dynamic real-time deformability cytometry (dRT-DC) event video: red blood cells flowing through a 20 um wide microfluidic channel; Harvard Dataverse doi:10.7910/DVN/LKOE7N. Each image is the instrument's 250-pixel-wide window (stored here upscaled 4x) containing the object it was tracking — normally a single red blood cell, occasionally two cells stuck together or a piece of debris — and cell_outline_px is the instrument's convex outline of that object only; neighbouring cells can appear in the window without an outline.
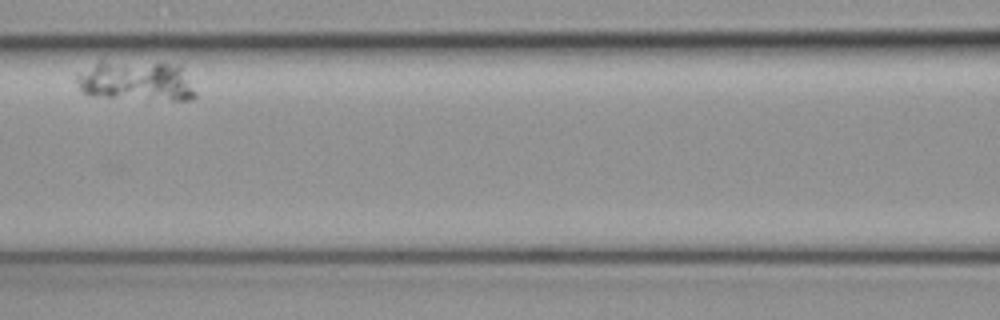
{"species": "common noctule bat (a hibernating species)", "species_latin": "Nyctalus noctula", "temperature_condition": "cold", "stored_images_in_passage": 4, "camera_frame_rate_fps": 3000, "um_per_image_px": 0.085, "animal": {"sex": "female", "body_mass_g": 19.3, "forearm_length_mm": 54.1}, "frame": {"image": 1, "passage_image": 3, "time_ms": 0.667, "image_size_px": [1000, 320], "cell_outline_px": [[196, 96], [192, 100], [148, 100], [88, 96], [76, 84], [76, 76], [100, 60], [104, 60], [180, 64], [196, 92]], "centroid_in_image_um": [11.58, 6.89], "position_along_channel_um": 155.0, "area_um2": 28.32}}
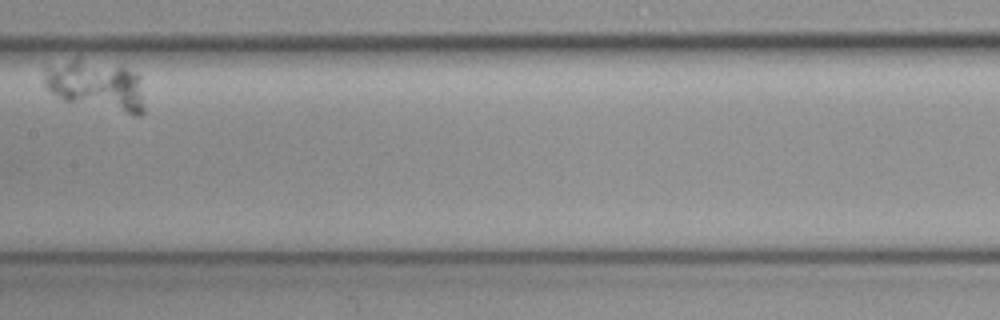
{"frame": {"image": 2, "passage_image": 4, "time_ms": 1.0, "image_size_px": [1000, 320], "cell_outline_px": [[144, 112], [140, 116], [136, 116], [64, 100], [48, 92], [44, 88], [44, 64], [72, 60], [76, 60], [128, 68], [136, 72], [140, 76], [144, 108]], "centroid_in_image_um": [8.15, 7.28], "position_along_channel_um": 199.3, "area_um2": 29.36}}